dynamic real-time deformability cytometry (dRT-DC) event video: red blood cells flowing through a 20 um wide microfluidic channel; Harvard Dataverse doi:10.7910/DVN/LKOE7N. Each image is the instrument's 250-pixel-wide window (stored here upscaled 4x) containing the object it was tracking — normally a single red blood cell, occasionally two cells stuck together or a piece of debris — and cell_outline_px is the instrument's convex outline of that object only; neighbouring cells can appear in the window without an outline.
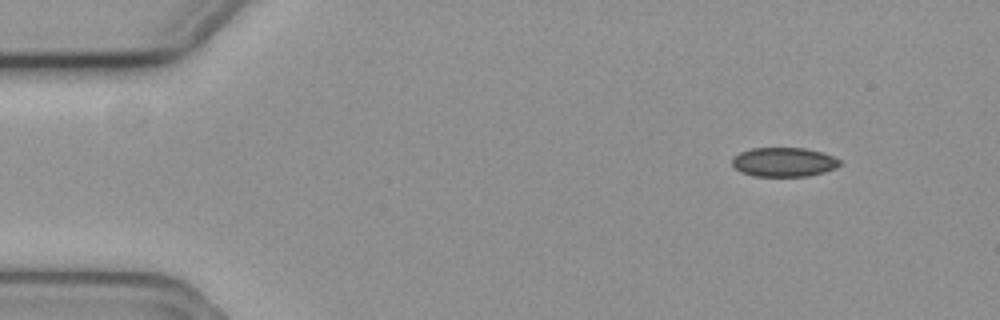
{"species": "common noctule bat (a hibernating species)", "species_latin": "Nyctalus noctula", "temperature_condition": "cold", "stored_images_in_passage": 3, "camera_frame_rate_fps": 3000, "um_per_image_px": 0.085, "animal": {"sex": "female", "body_mass_g": 19.3, "forearm_length_mm": 54.1}, "frame": {"image": 1, "passage_image": 1, "time_ms": 0.0, "image_size_px": [1000, 320], "cell_outline_px": [[840, 164], [836, 168], [824, 172], [808, 176], [752, 176], [740, 172], [732, 164], [732, 156], [740, 152], [752, 148], [804, 148], [820, 152], [832, 156], [840, 160]], "centroid_in_image_um": [66.59, 13.78], "position_along_channel_um": 18.4, "area_um2": 18.32}}
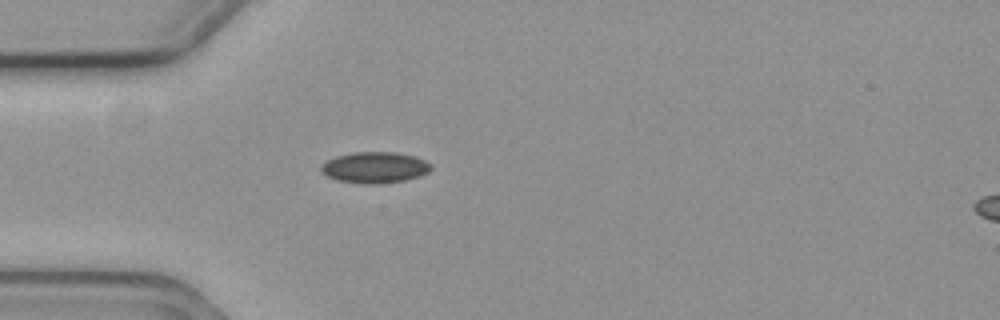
{"frame": {"image": 2, "passage_image": 3, "time_ms": 0.667, "image_size_px": [1000, 320], "cell_outline_px": [[432, 168], [428, 172], [420, 176], [404, 180], [376, 184], [364, 184], [336, 180], [320, 172], [320, 164], [336, 156], [352, 152], [396, 152], [412, 156], [424, 160], [432, 164]], "centroid_in_image_um": [31.83, 14.23], "position_along_channel_um": 53.2, "area_um2": 20.0}}